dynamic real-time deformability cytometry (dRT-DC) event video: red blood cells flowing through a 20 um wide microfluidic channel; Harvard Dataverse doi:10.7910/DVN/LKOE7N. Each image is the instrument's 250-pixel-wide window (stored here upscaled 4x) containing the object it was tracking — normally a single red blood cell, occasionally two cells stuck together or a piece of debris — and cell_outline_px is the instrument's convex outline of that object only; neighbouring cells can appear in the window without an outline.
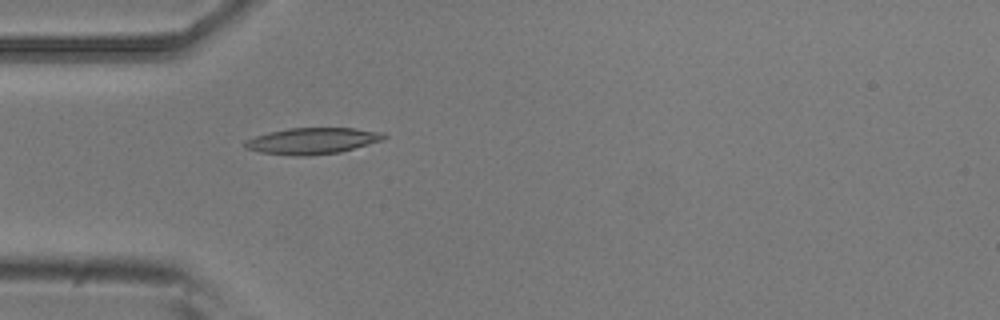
{"species": "common noctule bat (a hibernating species)", "species_latin": "Nyctalus noctula", "temperature_condition": "room temperature", "stored_images_in_passage": 4, "camera_frame_rate_fps": 3000, "um_per_image_px": 0.085, "animal": {"sex": "male", "body_mass_g": 20.5, "forearm_length_mm": 52.5}, "frame": {"image": 1, "passage_image": 4, "time_ms": 1.0, "image_size_px": [1000, 320], "cell_outline_px": [[388, 136], [384, 140], [340, 152], [308, 156], [296, 156], [260, 152], [244, 148], [244, 140], [268, 132], [288, 128], [356, 128], [384, 132]], "centroid_in_image_um": [26.57, 11.97], "position_along_channel_um": 58.4, "area_um2": 21.5}}